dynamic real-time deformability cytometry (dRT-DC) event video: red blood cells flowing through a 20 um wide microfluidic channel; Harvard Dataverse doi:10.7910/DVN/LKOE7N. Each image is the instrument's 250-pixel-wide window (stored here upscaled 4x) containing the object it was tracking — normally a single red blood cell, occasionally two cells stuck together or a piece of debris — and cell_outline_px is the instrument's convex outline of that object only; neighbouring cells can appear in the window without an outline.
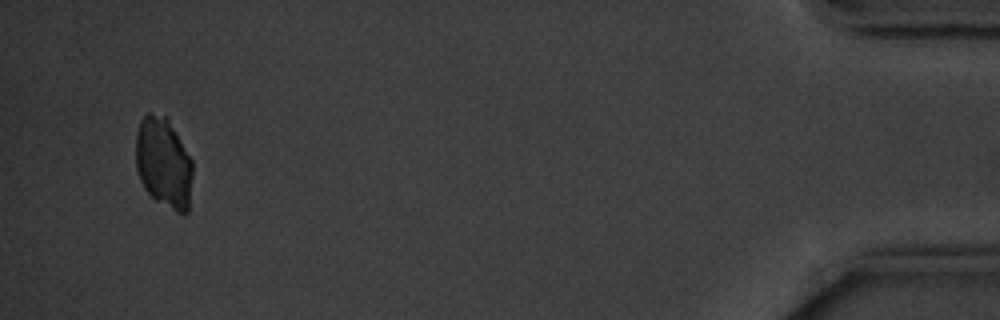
{"species": "common noctule bat (a hibernating species)", "species_latin": "Nyctalus noctula", "temperature_condition": "cold", "stored_images_in_passage": 15, "camera_frame_rate_fps": 3000, "um_per_image_px": 0.085, "animal": {"sex": "male", "body_mass_g": 20.1, "forearm_length_mm": 53.5}, "frame": {"image": 1, "passage_image": 15, "time_ms": 17.667, "image_size_px": [1000, 320], "cell_outline_px": [[192, 176], [188, 212], [184, 216], [176, 212], [156, 200], [144, 188], [140, 180], [136, 168], [136, 132], [140, 120], [148, 112], [164, 116], [168, 120], [192, 160]], "centroid_in_image_um": [13.9, 13.87], "position_along_channel_um": 421.3, "area_um2": 29.88}}